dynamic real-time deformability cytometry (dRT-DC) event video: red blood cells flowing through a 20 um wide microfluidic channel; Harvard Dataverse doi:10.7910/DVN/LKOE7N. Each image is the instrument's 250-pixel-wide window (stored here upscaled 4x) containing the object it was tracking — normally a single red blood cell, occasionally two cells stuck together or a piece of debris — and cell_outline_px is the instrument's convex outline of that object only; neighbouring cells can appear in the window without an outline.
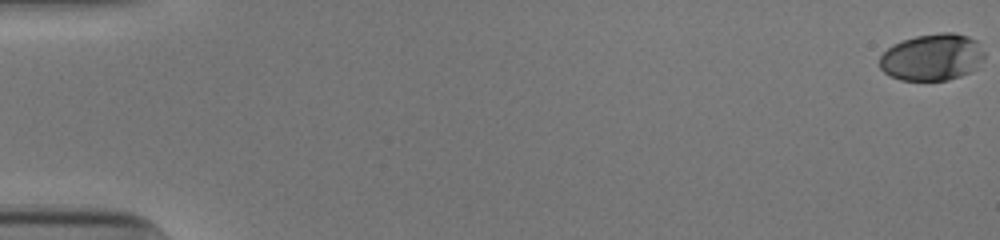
{"species": "human", "species_latin": "Homo sapiens", "temperature_condition": "cold", "stored_images_in_passage": 18, "camera_frame_rate_fps": 3000, "um_per_image_px": 0.085, "donor": {"sex": "male"}, "frame": {"image": 1, "passage_image": 1, "time_ms": 0.0, "image_size_px": [1000, 240], "cell_outline_px": [[984, 56], [976, 68], [972, 72], [948, 80], [900, 80], [884, 72], [880, 68], [880, 56], [892, 44], [916, 36], [940, 32], [952, 32], [968, 36], [976, 40], [984, 52]], "centroid_in_image_um": [79.24, 4.86], "position_along_channel_um": 5.8, "area_um2": 28.61}}
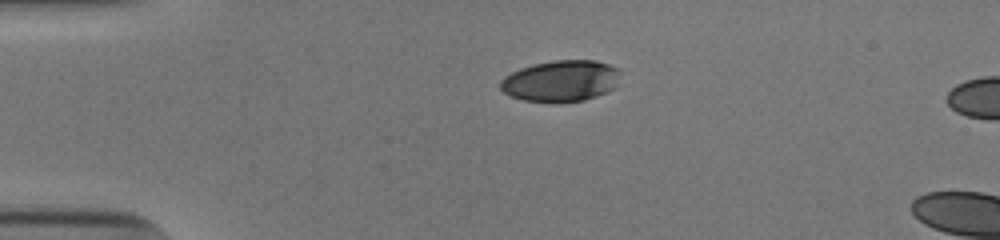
{"frame": {"image": 2, "passage_image": 14, "time_ms": 4.333, "image_size_px": [1000, 240], "cell_outline_px": [[620, 72], [616, 88], [608, 92], [584, 100], [524, 100], [512, 96], [504, 92], [500, 88], [500, 80], [504, 76], [520, 68], [532, 64], [552, 60], [596, 60], [620, 68]], "centroid_in_image_um": [47.71, 6.83], "position_along_channel_um": 37.3, "area_um2": 28.61}}